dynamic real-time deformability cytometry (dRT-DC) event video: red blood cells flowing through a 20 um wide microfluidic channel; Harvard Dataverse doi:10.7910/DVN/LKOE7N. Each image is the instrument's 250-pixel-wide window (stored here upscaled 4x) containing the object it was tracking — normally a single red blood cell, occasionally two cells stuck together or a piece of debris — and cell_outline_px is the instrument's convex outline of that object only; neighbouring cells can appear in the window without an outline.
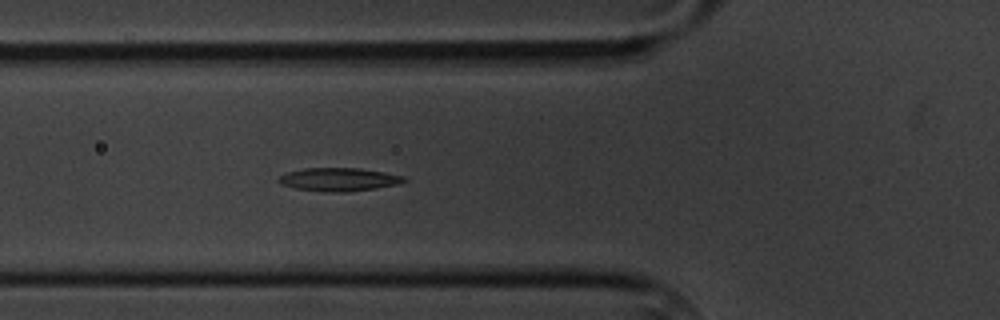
{"species": "common noctule bat (a hibernating species)", "species_latin": "Nyctalus noctula", "temperature_condition": "cold", "stored_images_in_passage": 6, "camera_frame_rate_fps": 3000, "um_per_image_px": 0.085, "animal": {"sex": "male", "body_mass_g": 20.1, "forearm_length_mm": 53.5}, "frame": {"image": 1, "passage_image": 6, "time_ms": 6.667, "image_size_px": [1000, 320], "cell_outline_px": [[408, 180], [396, 184], [376, 188], [348, 192], [324, 192], [296, 188], [280, 184], [276, 180], [280, 176], [288, 172], [304, 168], [360, 168], [384, 172], [404, 176]], "centroid_in_image_um": [28.79, 15.25], "position_along_channel_um": 97.0, "area_um2": 16.99}}